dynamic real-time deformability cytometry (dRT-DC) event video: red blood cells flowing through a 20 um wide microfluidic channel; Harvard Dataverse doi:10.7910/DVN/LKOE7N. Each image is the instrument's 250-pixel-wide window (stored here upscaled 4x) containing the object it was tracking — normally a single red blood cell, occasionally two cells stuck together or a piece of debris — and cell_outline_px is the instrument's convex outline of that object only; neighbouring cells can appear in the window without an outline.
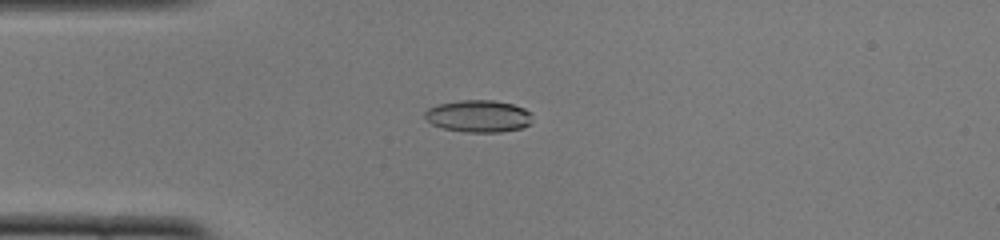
{"species": "common noctule bat (a hibernating species)", "species_latin": "Nyctalus noctula", "temperature_condition": "cold", "stored_images_in_passage": 41, "camera_frame_rate_fps": 3000, "um_per_image_px": 0.085, "animal": {"sex": "female", "body_mass_g": 22.0, "forearm_length_mm": 56.7}, "frame": {"image": 1, "passage_image": 4, "time_ms": 1.0, "image_size_px": [1000, 240], "cell_outline_px": [[532, 112], [528, 124], [520, 128], [500, 132], [464, 132], [444, 128], [432, 124], [424, 120], [424, 112], [428, 108], [440, 104], [460, 100], [492, 100], [512, 104], [524, 108]], "centroid_in_image_um": [40.63, 9.87], "position_along_channel_um": 44.4, "area_um2": 20.06}}
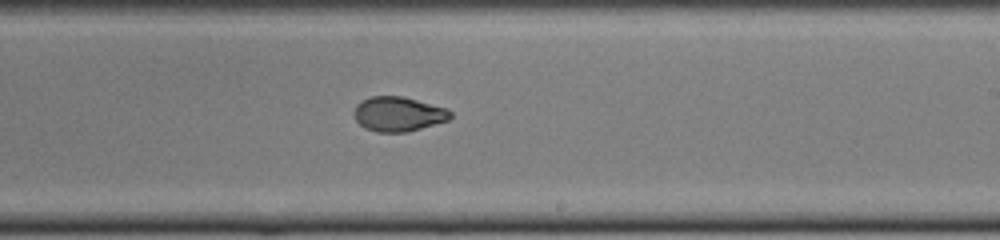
{"frame": {"image": 2, "passage_image": 21, "time_ms": 6.667, "image_size_px": [1000, 240], "cell_outline_px": [[452, 116], [448, 120], [408, 132], [376, 132], [364, 128], [356, 120], [352, 112], [356, 104], [368, 96], [404, 96], [448, 108], [452, 112]], "centroid_in_image_um": [33.84, 9.68], "position_along_channel_um": 255.2, "area_um2": 19.77}}
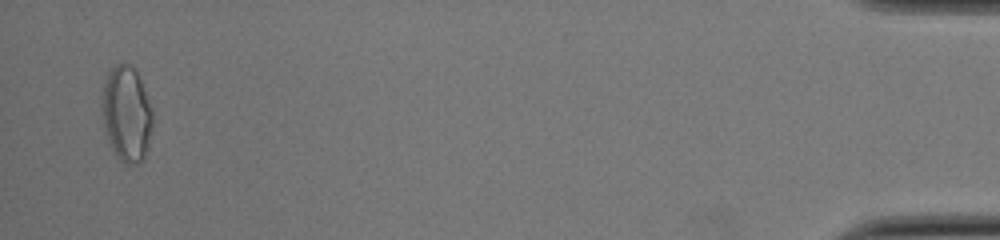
{"frame": {"image": 3, "passage_image": 40, "time_ms": 13.0, "image_size_px": [1000, 240], "cell_outline_px": [[152, 128], [148, 148], [140, 164], [124, 164], [116, 156], [108, 140], [104, 124], [100, 104], [100, 96], [104, 76], [116, 64], [128, 64], [136, 72], [140, 80], [152, 108]], "centroid_in_image_um": [10.73, 9.69], "position_along_channel_um": 424.5, "area_um2": 28.5}, "authors_computed_cell_mechanics": {"area_um2": 20.0566, "velocity_mm_per_s": 4.0134, "shape_relaxation_time_tau1_ms": 4.7954, "shape_relaxation_time_tau2_ms": 1.7312, "deformation_change_tau1": 0.1721, "deformation_change_tau2": 0.06}}